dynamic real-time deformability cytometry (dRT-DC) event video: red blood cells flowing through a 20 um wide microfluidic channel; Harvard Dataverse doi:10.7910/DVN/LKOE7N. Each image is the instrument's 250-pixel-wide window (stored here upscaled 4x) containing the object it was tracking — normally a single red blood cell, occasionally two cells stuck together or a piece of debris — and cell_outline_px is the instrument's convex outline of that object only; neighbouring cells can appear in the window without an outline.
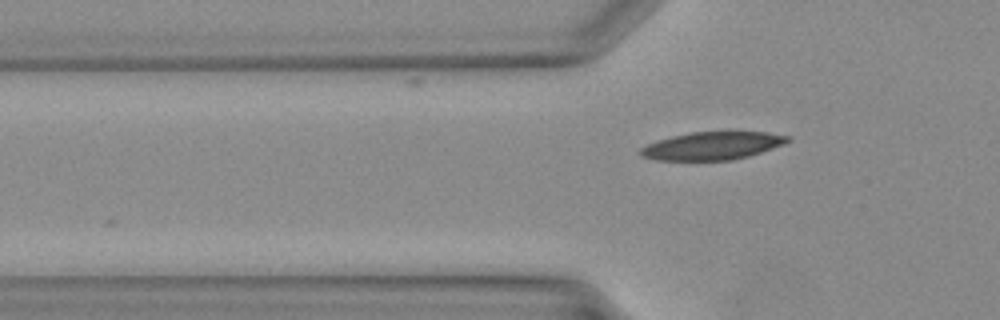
{"species": "Egyptian fruit bat (a non-hibernating species)", "species_latin": "Rousettus aegyptiacus", "temperature_condition": "warm", "stored_images_in_passage": 5, "camera_frame_rate_fps": 3000, "um_per_image_px": 0.085, "animal": {"sex": "female"}, "frame": {"image": 1, "passage_image": 5, "time_ms": 1.333, "image_size_px": [1000, 320], "cell_outline_px": [[792, 140], [784, 144], [748, 156], [732, 160], [656, 160], [640, 156], [636, 152], [640, 148], [648, 144], [672, 136], [692, 132], [728, 128], [768, 132], [788, 136]], "centroid_in_image_um": [60.58, 12.34], "position_along_channel_um": 65.2, "area_um2": 24.91}}